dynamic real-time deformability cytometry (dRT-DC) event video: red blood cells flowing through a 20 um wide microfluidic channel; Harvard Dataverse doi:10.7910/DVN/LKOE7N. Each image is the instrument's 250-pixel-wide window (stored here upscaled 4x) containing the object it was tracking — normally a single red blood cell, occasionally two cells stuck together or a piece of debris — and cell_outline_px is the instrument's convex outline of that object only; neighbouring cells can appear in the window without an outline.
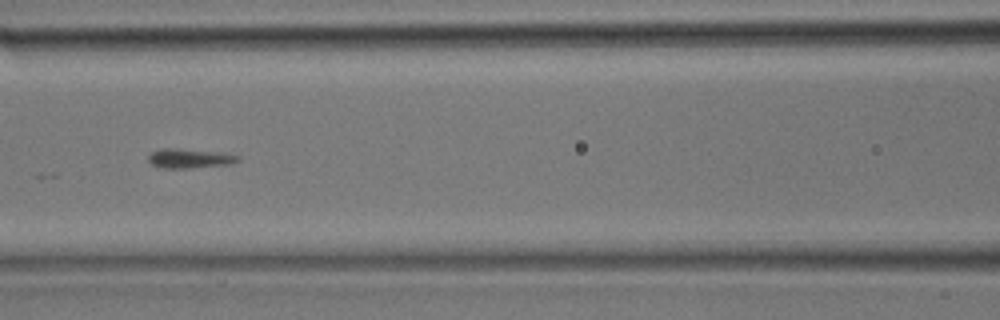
{"species": "common noctule bat (a hibernating species)", "species_latin": "Nyctalus noctula", "temperature_condition": "room temperature", "stored_images_in_passage": 27, "camera_frame_rate_fps": 3000, "um_per_image_px": 0.085, "animal": {"sex": "male", "body_mass_g": 17.9}, "frame": {"image": 1, "passage_image": 10, "time_ms": 3.0, "image_size_px": [1000, 320], "cell_outline_px": [[240, 160], [232, 164], [192, 168], [164, 168], [152, 164], [148, 160], [148, 156], [152, 152], [160, 148], [176, 148], [224, 152], [240, 156]], "centroid_in_image_um": [16.17, 13.45], "position_along_channel_um": 150.4, "area_um2": 10.35}}
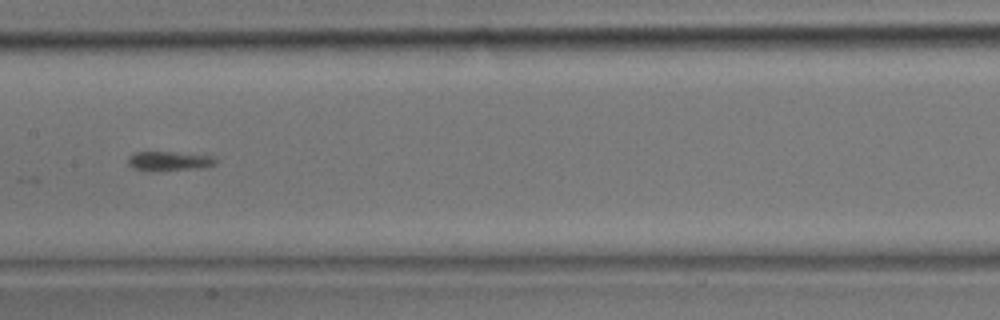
{"frame": {"image": 2, "passage_image": 12, "time_ms": 3.667, "image_size_px": [1000, 320], "cell_outline_px": [[216, 164], [200, 168], [152, 172], [148, 172], [132, 168], [128, 164], [128, 156], [136, 152], [172, 152], [212, 156], [216, 160]], "centroid_in_image_um": [14.31, 13.71], "position_along_channel_um": 193.1, "area_um2": 10.06}}